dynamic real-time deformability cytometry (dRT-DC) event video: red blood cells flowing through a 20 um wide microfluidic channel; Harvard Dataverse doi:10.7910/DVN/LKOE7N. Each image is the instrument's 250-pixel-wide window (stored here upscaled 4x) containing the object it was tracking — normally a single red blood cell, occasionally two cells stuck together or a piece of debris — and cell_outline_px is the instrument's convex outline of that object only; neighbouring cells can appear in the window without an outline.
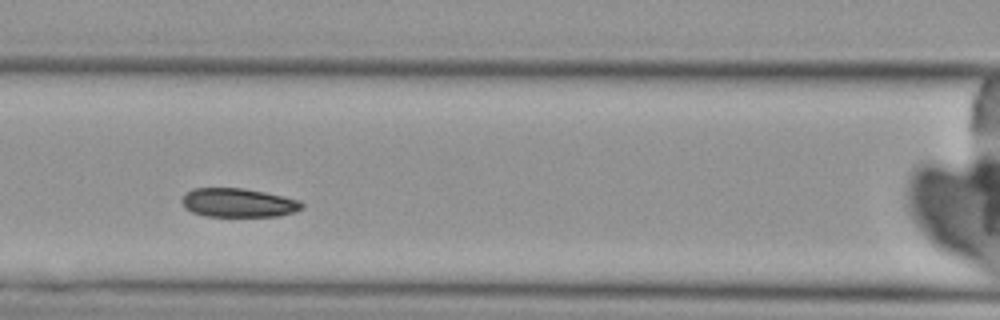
{"species": "Egyptian fruit bat (a non-hibernating species)", "species_latin": "Rousettus aegyptiacus", "temperature_condition": "cold", "stored_images_in_passage": 5, "camera_frame_rate_fps": 3000, "um_per_image_px": 0.085, "animal": {"sex": "female"}, "frame": {"image": 1, "passage_image": 4, "time_ms": 3.333, "image_size_px": [1000, 320], "cell_outline_px": [[304, 208], [292, 212], [276, 216], [204, 216], [192, 212], [184, 208], [180, 200], [184, 192], [192, 188], [244, 188], [284, 196], [300, 200], [304, 204]], "centroid_in_image_um": [20.21, 17.22], "position_along_channel_um": 146.4, "area_um2": 20.4}}
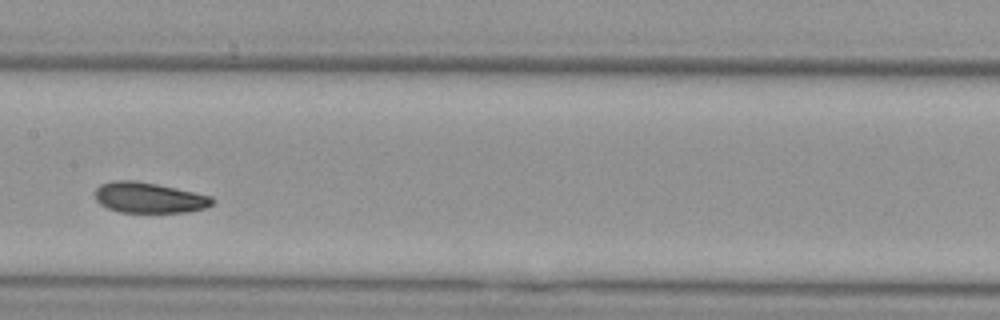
{"frame": {"image": 2, "passage_image": 5, "time_ms": 4.667, "image_size_px": [1000, 320], "cell_outline_px": [[216, 200], [212, 204], [204, 208], [188, 212], [120, 212], [108, 208], [100, 204], [96, 200], [96, 188], [100, 184], [112, 180], [136, 180], [176, 188], [212, 196]], "centroid_in_image_um": [12.67, 16.79], "position_along_channel_um": 194.7, "area_um2": 20.92}}